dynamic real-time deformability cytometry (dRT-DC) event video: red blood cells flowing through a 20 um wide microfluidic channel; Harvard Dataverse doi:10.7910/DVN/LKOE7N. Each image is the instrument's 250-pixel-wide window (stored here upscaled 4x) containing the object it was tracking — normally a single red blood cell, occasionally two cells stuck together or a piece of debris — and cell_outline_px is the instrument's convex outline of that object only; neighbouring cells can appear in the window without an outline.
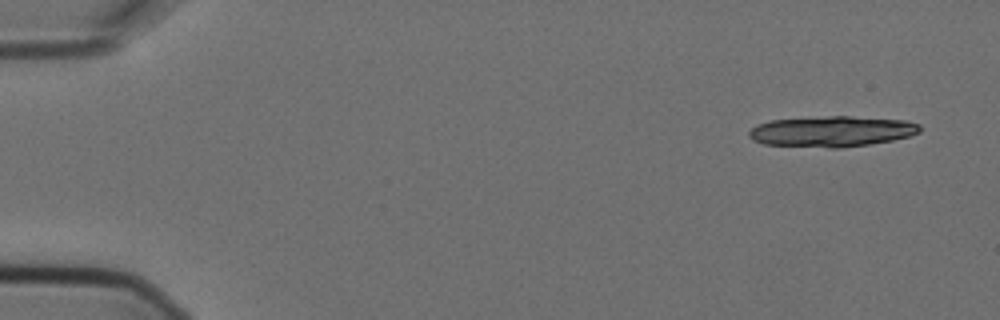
{"species": "Egyptian fruit bat (a non-hibernating species)", "species_latin": "Rousettus aegyptiacus", "temperature_condition": "cold", "stored_images_in_passage": 6, "camera_frame_rate_fps": 3000, "um_per_image_px": 0.085, "animal": {"sex": "female"}, "frame": {"image": 1, "passage_image": 1, "time_ms": 0.0, "image_size_px": [1000, 320], "cell_outline_px": [[920, 132], [908, 136], [892, 140], [868, 144], [840, 148], [828, 148], [764, 144], [752, 140], [748, 136], [748, 132], [756, 124], [772, 120], [828, 116], [848, 116], [904, 120], [920, 124]], "centroid_in_image_um": [70.67, 11.17], "position_along_channel_um": 14.3, "area_um2": 30.52}}